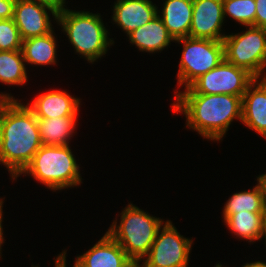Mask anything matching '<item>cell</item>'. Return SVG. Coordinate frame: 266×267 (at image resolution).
Masks as SVG:
<instances>
[{
  "mask_svg": "<svg viewBox=\"0 0 266 267\" xmlns=\"http://www.w3.org/2000/svg\"><path fill=\"white\" fill-rule=\"evenodd\" d=\"M22 42L13 18L0 19V51L21 50Z\"/></svg>",
  "mask_w": 266,
  "mask_h": 267,
  "instance_id": "obj_24",
  "label": "cell"
},
{
  "mask_svg": "<svg viewBox=\"0 0 266 267\" xmlns=\"http://www.w3.org/2000/svg\"><path fill=\"white\" fill-rule=\"evenodd\" d=\"M174 42L183 44L177 73L180 87H189L201 75L217 67L224 60L223 41L185 37Z\"/></svg>",
  "mask_w": 266,
  "mask_h": 267,
  "instance_id": "obj_7",
  "label": "cell"
},
{
  "mask_svg": "<svg viewBox=\"0 0 266 267\" xmlns=\"http://www.w3.org/2000/svg\"><path fill=\"white\" fill-rule=\"evenodd\" d=\"M130 43L141 52L157 53L174 42L161 18L157 15L150 22L127 35Z\"/></svg>",
  "mask_w": 266,
  "mask_h": 267,
  "instance_id": "obj_17",
  "label": "cell"
},
{
  "mask_svg": "<svg viewBox=\"0 0 266 267\" xmlns=\"http://www.w3.org/2000/svg\"><path fill=\"white\" fill-rule=\"evenodd\" d=\"M223 1L193 0V13L189 37L223 41Z\"/></svg>",
  "mask_w": 266,
  "mask_h": 267,
  "instance_id": "obj_11",
  "label": "cell"
},
{
  "mask_svg": "<svg viewBox=\"0 0 266 267\" xmlns=\"http://www.w3.org/2000/svg\"><path fill=\"white\" fill-rule=\"evenodd\" d=\"M214 267H224V266H222V264L218 263V264H216V266H214ZM225 267H226V266H225Z\"/></svg>",
  "mask_w": 266,
  "mask_h": 267,
  "instance_id": "obj_34",
  "label": "cell"
},
{
  "mask_svg": "<svg viewBox=\"0 0 266 267\" xmlns=\"http://www.w3.org/2000/svg\"><path fill=\"white\" fill-rule=\"evenodd\" d=\"M242 267H266V262L255 261L252 263H245L244 265H242Z\"/></svg>",
  "mask_w": 266,
  "mask_h": 267,
  "instance_id": "obj_31",
  "label": "cell"
},
{
  "mask_svg": "<svg viewBox=\"0 0 266 267\" xmlns=\"http://www.w3.org/2000/svg\"><path fill=\"white\" fill-rule=\"evenodd\" d=\"M5 100H15V98L12 96V94H8V93H0V109H1V106H2V103L5 101Z\"/></svg>",
  "mask_w": 266,
  "mask_h": 267,
  "instance_id": "obj_32",
  "label": "cell"
},
{
  "mask_svg": "<svg viewBox=\"0 0 266 267\" xmlns=\"http://www.w3.org/2000/svg\"><path fill=\"white\" fill-rule=\"evenodd\" d=\"M245 32L232 33L223 39L224 59L245 69L255 79L266 78V28L246 26ZM262 76V77H261Z\"/></svg>",
  "mask_w": 266,
  "mask_h": 267,
  "instance_id": "obj_6",
  "label": "cell"
},
{
  "mask_svg": "<svg viewBox=\"0 0 266 267\" xmlns=\"http://www.w3.org/2000/svg\"><path fill=\"white\" fill-rule=\"evenodd\" d=\"M265 216L266 213L244 211L231 214L224 223L236 237L253 243L262 240Z\"/></svg>",
  "mask_w": 266,
  "mask_h": 267,
  "instance_id": "obj_20",
  "label": "cell"
},
{
  "mask_svg": "<svg viewBox=\"0 0 266 267\" xmlns=\"http://www.w3.org/2000/svg\"><path fill=\"white\" fill-rule=\"evenodd\" d=\"M16 0H0V19H11L14 16Z\"/></svg>",
  "mask_w": 266,
  "mask_h": 267,
  "instance_id": "obj_26",
  "label": "cell"
},
{
  "mask_svg": "<svg viewBox=\"0 0 266 267\" xmlns=\"http://www.w3.org/2000/svg\"><path fill=\"white\" fill-rule=\"evenodd\" d=\"M255 27L266 28V0H255Z\"/></svg>",
  "mask_w": 266,
  "mask_h": 267,
  "instance_id": "obj_25",
  "label": "cell"
},
{
  "mask_svg": "<svg viewBox=\"0 0 266 267\" xmlns=\"http://www.w3.org/2000/svg\"><path fill=\"white\" fill-rule=\"evenodd\" d=\"M162 6L161 11H157V15L174 41L189 37L193 0H165Z\"/></svg>",
  "mask_w": 266,
  "mask_h": 267,
  "instance_id": "obj_16",
  "label": "cell"
},
{
  "mask_svg": "<svg viewBox=\"0 0 266 267\" xmlns=\"http://www.w3.org/2000/svg\"><path fill=\"white\" fill-rule=\"evenodd\" d=\"M57 40L54 30L46 35L23 40L21 51L25 64L55 65L57 63Z\"/></svg>",
  "mask_w": 266,
  "mask_h": 267,
  "instance_id": "obj_18",
  "label": "cell"
},
{
  "mask_svg": "<svg viewBox=\"0 0 266 267\" xmlns=\"http://www.w3.org/2000/svg\"><path fill=\"white\" fill-rule=\"evenodd\" d=\"M120 215L119 225L116 218L107 233L138 265L149 253L156 234L165 221L146 213L131 202Z\"/></svg>",
  "mask_w": 266,
  "mask_h": 267,
  "instance_id": "obj_5",
  "label": "cell"
},
{
  "mask_svg": "<svg viewBox=\"0 0 266 267\" xmlns=\"http://www.w3.org/2000/svg\"><path fill=\"white\" fill-rule=\"evenodd\" d=\"M21 50L0 51V83L23 86L27 83V70Z\"/></svg>",
  "mask_w": 266,
  "mask_h": 267,
  "instance_id": "obj_22",
  "label": "cell"
},
{
  "mask_svg": "<svg viewBox=\"0 0 266 267\" xmlns=\"http://www.w3.org/2000/svg\"><path fill=\"white\" fill-rule=\"evenodd\" d=\"M57 24L61 26V31L65 32L74 51L89 63L94 64L99 58L104 57L108 47L114 44L99 13L64 7L58 12Z\"/></svg>",
  "mask_w": 266,
  "mask_h": 267,
  "instance_id": "obj_3",
  "label": "cell"
},
{
  "mask_svg": "<svg viewBox=\"0 0 266 267\" xmlns=\"http://www.w3.org/2000/svg\"><path fill=\"white\" fill-rule=\"evenodd\" d=\"M58 12V10L42 2L16 0L13 20L18 27L22 40H25L52 32L54 28L50 15L52 14L57 22Z\"/></svg>",
  "mask_w": 266,
  "mask_h": 267,
  "instance_id": "obj_10",
  "label": "cell"
},
{
  "mask_svg": "<svg viewBox=\"0 0 266 267\" xmlns=\"http://www.w3.org/2000/svg\"><path fill=\"white\" fill-rule=\"evenodd\" d=\"M266 213L262 189L257 183L252 190H245L232 194L223 207L224 221L239 212Z\"/></svg>",
  "mask_w": 266,
  "mask_h": 267,
  "instance_id": "obj_21",
  "label": "cell"
},
{
  "mask_svg": "<svg viewBox=\"0 0 266 267\" xmlns=\"http://www.w3.org/2000/svg\"><path fill=\"white\" fill-rule=\"evenodd\" d=\"M42 145L33 111L17 99L5 100L0 109V164L7 168L12 180Z\"/></svg>",
  "mask_w": 266,
  "mask_h": 267,
  "instance_id": "obj_1",
  "label": "cell"
},
{
  "mask_svg": "<svg viewBox=\"0 0 266 267\" xmlns=\"http://www.w3.org/2000/svg\"><path fill=\"white\" fill-rule=\"evenodd\" d=\"M73 267H137V265L106 232L84 254L76 256Z\"/></svg>",
  "mask_w": 266,
  "mask_h": 267,
  "instance_id": "obj_12",
  "label": "cell"
},
{
  "mask_svg": "<svg viewBox=\"0 0 266 267\" xmlns=\"http://www.w3.org/2000/svg\"><path fill=\"white\" fill-rule=\"evenodd\" d=\"M3 199H4V198H0V258H1V255H2V253H1V252H2V248H1V247H2V244L4 243V240H5V239L3 238V235H4V234H3V227H2V222H3V221H2V220H3V218H2V217H3V216H2V215H3V214H2V213H3V212H2L3 209H2V208H3V203H4Z\"/></svg>",
  "mask_w": 266,
  "mask_h": 267,
  "instance_id": "obj_30",
  "label": "cell"
},
{
  "mask_svg": "<svg viewBox=\"0 0 266 267\" xmlns=\"http://www.w3.org/2000/svg\"><path fill=\"white\" fill-rule=\"evenodd\" d=\"M112 20L127 35L157 16L158 7L151 0H116Z\"/></svg>",
  "mask_w": 266,
  "mask_h": 267,
  "instance_id": "obj_14",
  "label": "cell"
},
{
  "mask_svg": "<svg viewBox=\"0 0 266 267\" xmlns=\"http://www.w3.org/2000/svg\"><path fill=\"white\" fill-rule=\"evenodd\" d=\"M77 118V116L37 118L42 144L69 145V140L76 130Z\"/></svg>",
  "mask_w": 266,
  "mask_h": 267,
  "instance_id": "obj_19",
  "label": "cell"
},
{
  "mask_svg": "<svg viewBox=\"0 0 266 267\" xmlns=\"http://www.w3.org/2000/svg\"><path fill=\"white\" fill-rule=\"evenodd\" d=\"M80 100L66 91L52 90L41 93L32 103L26 105L33 111L36 118H56L77 116Z\"/></svg>",
  "mask_w": 266,
  "mask_h": 267,
  "instance_id": "obj_15",
  "label": "cell"
},
{
  "mask_svg": "<svg viewBox=\"0 0 266 267\" xmlns=\"http://www.w3.org/2000/svg\"><path fill=\"white\" fill-rule=\"evenodd\" d=\"M67 250H64L55 258V267H66V252ZM32 267H39L38 265H32Z\"/></svg>",
  "mask_w": 266,
  "mask_h": 267,
  "instance_id": "obj_28",
  "label": "cell"
},
{
  "mask_svg": "<svg viewBox=\"0 0 266 267\" xmlns=\"http://www.w3.org/2000/svg\"><path fill=\"white\" fill-rule=\"evenodd\" d=\"M262 238H265V247H266V216L264 219V228H263V237Z\"/></svg>",
  "mask_w": 266,
  "mask_h": 267,
  "instance_id": "obj_33",
  "label": "cell"
},
{
  "mask_svg": "<svg viewBox=\"0 0 266 267\" xmlns=\"http://www.w3.org/2000/svg\"><path fill=\"white\" fill-rule=\"evenodd\" d=\"M193 239L181 235L170 220L163 224L137 267H188Z\"/></svg>",
  "mask_w": 266,
  "mask_h": 267,
  "instance_id": "obj_9",
  "label": "cell"
},
{
  "mask_svg": "<svg viewBox=\"0 0 266 267\" xmlns=\"http://www.w3.org/2000/svg\"><path fill=\"white\" fill-rule=\"evenodd\" d=\"M70 145H42L21 174L34 178L51 191L79 186L82 183L80 167Z\"/></svg>",
  "mask_w": 266,
  "mask_h": 267,
  "instance_id": "obj_4",
  "label": "cell"
},
{
  "mask_svg": "<svg viewBox=\"0 0 266 267\" xmlns=\"http://www.w3.org/2000/svg\"><path fill=\"white\" fill-rule=\"evenodd\" d=\"M224 19L228 15L232 20L243 26H255V0H225L223 1Z\"/></svg>",
  "mask_w": 266,
  "mask_h": 267,
  "instance_id": "obj_23",
  "label": "cell"
},
{
  "mask_svg": "<svg viewBox=\"0 0 266 267\" xmlns=\"http://www.w3.org/2000/svg\"><path fill=\"white\" fill-rule=\"evenodd\" d=\"M242 124L266 139V78L255 79L242 97Z\"/></svg>",
  "mask_w": 266,
  "mask_h": 267,
  "instance_id": "obj_13",
  "label": "cell"
},
{
  "mask_svg": "<svg viewBox=\"0 0 266 267\" xmlns=\"http://www.w3.org/2000/svg\"><path fill=\"white\" fill-rule=\"evenodd\" d=\"M174 113L184 114L186 127L204 139L220 141L233 120H242V97L226 94H176Z\"/></svg>",
  "mask_w": 266,
  "mask_h": 267,
  "instance_id": "obj_2",
  "label": "cell"
},
{
  "mask_svg": "<svg viewBox=\"0 0 266 267\" xmlns=\"http://www.w3.org/2000/svg\"><path fill=\"white\" fill-rule=\"evenodd\" d=\"M255 78L245 69L236 67L225 59L215 68L201 75L184 91L175 94H226L243 97Z\"/></svg>",
  "mask_w": 266,
  "mask_h": 267,
  "instance_id": "obj_8",
  "label": "cell"
},
{
  "mask_svg": "<svg viewBox=\"0 0 266 267\" xmlns=\"http://www.w3.org/2000/svg\"><path fill=\"white\" fill-rule=\"evenodd\" d=\"M37 2H42L48 4L49 6L53 7L54 9L61 11L66 4V0H32Z\"/></svg>",
  "mask_w": 266,
  "mask_h": 267,
  "instance_id": "obj_27",
  "label": "cell"
},
{
  "mask_svg": "<svg viewBox=\"0 0 266 267\" xmlns=\"http://www.w3.org/2000/svg\"><path fill=\"white\" fill-rule=\"evenodd\" d=\"M257 183L260 185V187L262 189L264 204L266 207V173L257 176Z\"/></svg>",
  "mask_w": 266,
  "mask_h": 267,
  "instance_id": "obj_29",
  "label": "cell"
}]
</instances>
